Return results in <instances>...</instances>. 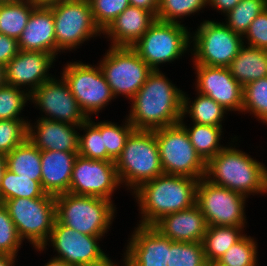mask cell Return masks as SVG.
I'll return each instance as SVG.
<instances>
[{"mask_svg":"<svg viewBox=\"0 0 267 266\" xmlns=\"http://www.w3.org/2000/svg\"><path fill=\"white\" fill-rule=\"evenodd\" d=\"M183 92L159 70H153L130 100L126 116L135 130L154 131L178 124L182 118Z\"/></svg>","mask_w":267,"mask_h":266,"instance_id":"obj_1","label":"cell"},{"mask_svg":"<svg viewBox=\"0 0 267 266\" xmlns=\"http://www.w3.org/2000/svg\"><path fill=\"white\" fill-rule=\"evenodd\" d=\"M198 179L163 173L144 182L131 194L137 201L139 225L153 226L163 216L196 204Z\"/></svg>","mask_w":267,"mask_h":266,"instance_id":"obj_2","label":"cell"},{"mask_svg":"<svg viewBox=\"0 0 267 266\" xmlns=\"http://www.w3.org/2000/svg\"><path fill=\"white\" fill-rule=\"evenodd\" d=\"M229 144L206 163L205 178L247 198L267 193V167Z\"/></svg>","mask_w":267,"mask_h":266,"instance_id":"obj_3","label":"cell"},{"mask_svg":"<svg viewBox=\"0 0 267 266\" xmlns=\"http://www.w3.org/2000/svg\"><path fill=\"white\" fill-rule=\"evenodd\" d=\"M115 167L121 185L133 192L141 184L163 174L154 131L134 130L128 137Z\"/></svg>","mask_w":267,"mask_h":266,"instance_id":"obj_4","label":"cell"},{"mask_svg":"<svg viewBox=\"0 0 267 266\" xmlns=\"http://www.w3.org/2000/svg\"><path fill=\"white\" fill-rule=\"evenodd\" d=\"M114 201L64 193L55 196L56 220L80 233L105 236L115 218Z\"/></svg>","mask_w":267,"mask_h":266,"instance_id":"obj_5","label":"cell"},{"mask_svg":"<svg viewBox=\"0 0 267 266\" xmlns=\"http://www.w3.org/2000/svg\"><path fill=\"white\" fill-rule=\"evenodd\" d=\"M190 45L191 32L184 24L156 19L132 48L152 70H159L160 64L172 63L190 52Z\"/></svg>","mask_w":267,"mask_h":266,"instance_id":"obj_6","label":"cell"},{"mask_svg":"<svg viewBox=\"0 0 267 266\" xmlns=\"http://www.w3.org/2000/svg\"><path fill=\"white\" fill-rule=\"evenodd\" d=\"M9 216L18 236L34 248H42L50 237L56 220L55 196L44 194L39 198H13L5 200Z\"/></svg>","mask_w":267,"mask_h":266,"instance_id":"obj_7","label":"cell"},{"mask_svg":"<svg viewBox=\"0 0 267 266\" xmlns=\"http://www.w3.org/2000/svg\"><path fill=\"white\" fill-rule=\"evenodd\" d=\"M48 7L54 17L56 56L103 34L95 23L88 0H65Z\"/></svg>","mask_w":267,"mask_h":266,"instance_id":"obj_8","label":"cell"},{"mask_svg":"<svg viewBox=\"0 0 267 266\" xmlns=\"http://www.w3.org/2000/svg\"><path fill=\"white\" fill-rule=\"evenodd\" d=\"M163 173L200 180L206 174V162L195 151L189 135L180 124L154 130Z\"/></svg>","mask_w":267,"mask_h":266,"instance_id":"obj_9","label":"cell"},{"mask_svg":"<svg viewBox=\"0 0 267 266\" xmlns=\"http://www.w3.org/2000/svg\"><path fill=\"white\" fill-rule=\"evenodd\" d=\"M191 40L193 64L218 67H228L244 43L223 21L213 19L201 22Z\"/></svg>","mask_w":267,"mask_h":266,"instance_id":"obj_10","label":"cell"},{"mask_svg":"<svg viewBox=\"0 0 267 266\" xmlns=\"http://www.w3.org/2000/svg\"><path fill=\"white\" fill-rule=\"evenodd\" d=\"M99 66L113 96L131 100L153 71L132 47L111 46Z\"/></svg>","mask_w":267,"mask_h":266,"instance_id":"obj_11","label":"cell"},{"mask_svg":"<svg viewBox=\"0 0 267 266\" xmlns=\"http://www.w3.org/2000/svg\"><path fill=\"white\" fill-rule=\"evenodd\" d=\"M76 98L81 110L90 118L98 115L115 97L100 66L85 64L82 61L68 62L61 75Z\"/></svg>","mask_w":267,"mask_h":266,"instance_id":"obj_12","label":"cell"},{"mask_svg":"<svg viewBox=\"0 0 267 266\" xmlns=\"http://www.w3.org/2000/svg\"><path fill=\"white\" fill-rule=\"evenodd\" d=\"M246 200L245 195L215 185L205 177L198 181L196 204L202 211L208 226L245 227L247 225Z\"/></svg>","mask_w":267,"mask_h":266,"instance_id":"obj_13","label":"cell"},{"mask_svg":"<svg viewBox=\"0 0 267 266\" xmlns=\"http://www.w3.org/2000/svg\"><path fill=\"white\" fill-rule=\"evenodd\" d=\"M103 236H90L80 233L55 220L53 229L47 243L42 248H34L38 251L47 249V245L56 250L55 258L65 261L68 265H91L98 263H114L102 251L99 242ZM49 242V243H48Z\"/></svg>","mask_w":267,"mask_h":266,"instance_id":"obj_14","label":"cell"},{"mask_svg":"<svg viewBox=\"0 0 267 266\" xmlns=\"http://www.w3.org/2000/svg\"><path fill=\"white\" fill-rule=\"evenodd\" d=\"M119 186L122 185L115 161L93 160L77 155L71 175L70 193L113 201L112 196L117 188L120 189Z\"/></svg>","mask_w":267,"mask_h":266,"instance_id":"obj_15","label":"cell"},{"mask_svg":"<svg viewBox=\"0 0 267 266\" xmlns=\"http://www.w3.org/2000/svg\"><path fill=\"white\" fill-rule=\"evenodd\" d=\"M30 100L45 114L38 118L79 126L88 119L62 76L42 83L30 94Z\"/></svg>","mask_w":267,"mask_h":266,"instance_id":"obj_16","label":"cell"},{"mask_svg":"<svg viewBox=\"0 0 267 266\" xmlns=\"http://www.w3.org/2000/svg\"><path fill=\"white\" fill-rule=\"evenodd\" d=\"M198 93L219 103L228 112L242 113L243 87L231 75L228 67L194 64Z\"/></svg>","mask_w":267,"mask_h":266,"instance_id":"obj_17","label":"cell"},{"mask_svg":"<svg viewBox=\"0 0 267 266\" xmlns=\"http://www.w3.org/2000/svg\"><path fill=\"white\" fill-rule=\"evenodd\" d=\"M55 58L54 55L42 51L19 50L4 66L5 84L27 89L31 94L42 83L52 78L53 75L48 72L56 61Z\"/></svg>","mask_w":267,"mask_h":266,"instance_id":"obj_18","label":"cell"},{"mask_svg":"<svg viewBox=\"0 0 267 266\" xmlns=\"http://www.w3.org/2000/svg\"><path fill=\"white\" fill-rule=\"evenodd\" d=\"M128 238L123 258L125 266H167L171 240L153 226L137 224Z\"/></svg>","mask_w":267,"mask_h":266,"instance_id":"obj_19","label":"cell"},{"mask_svg":"<svg viewBox=\"0 0 267 266\" xmlns=\"http://www.w3.org/2000/svg\"><path fill=\"white\" fill-rule=\"evenodd\" d=\"M79 128V125L39 118L35 123L29 121L27 138L41 151L78 152L76 129Z\"/></svg>","mask_w":267,"mask_h":266,"instance_id":"obj_20","label":"cell"},{"mask_svg":"<svg viewBox=\"0 0 267 266\" xmlns=\"http://www.w3.org/2000/svg\"><path fill=\"white\" fill-rule=\"evenodd\" d=\"M153 227L172 241L202 242L208 225L199 206L194 204L163 216Z\"/></svg>","mask_w":267,"mask_h":266,"instance_id":"obj_21","label":"cell"},{"mask_svg":"<svg viewBox=\"0 0 267 266\" xmlns=\"http://www.w3.org/2000/svg\"><path fill=\"white\" fill-rule=\"evenodd\" d=\"M156 17L142 8L129 5L103 32L111 46L132 47L149 29Z\"/></svg>","mask_w":267,"mask_h":266,"instance_id":"obj_22","label":"cell"},{"mask_svg":"<svg viewBox=\"0 0 267 266\" xmlns=\"http://www.w3.org/2000/svg\"><path fill=\"white\" fill-rule=\"evenodd\" d=\"M78 152L41 151V186L46 194L69 192L73 166Z\"/></svg>","mask_w":267,"mask_h":266,"instance_id":"obj_23","label":"cell"},{"mask_svg":"<svg viewBox=\"0 0 267 266\" xmlns=\"http://www.w3.org/2000/svg\"><path fill=\"white\" fill-rule=\"evenodd\" d=\"M19 50L42 51L56 57V39L52 10L36 6L18 39Z\"/></svg>","mask_w":267,"mask_h":266,"instance_id":"obj_24","label":"cell"},{"mask_svg":"<svg viewBox=\"0 0 267 266\" xmlns=\"http://www.w3.org/2000/svg\"><path fill=\"white\" fill-rule=\"evenodd\" d=\"M228 68L242 87L267 77V50L243 44Z\"/></svg>","mask_w":267,"mask_h":266,"instance_id":"obj_25","label":"cell"},{"mask_svg":"<svg viewBox=\"0 0 267 266\" xmlns=\"http://www.w3.org/2000/svg\"><path fill=\"white\" fill-rule=\"evenodd\" d=\"M194 101L183 92L182 117L186 115L193 123L222 127V121L228 111L212 98L198 92Z\"/></svg>","mask_w":267,"mask_h":266,"instance_id":"obj_26","label":"cell"},{"mask_svg":"<svg viewBox=\"0 0 267 266\" xmlns=\"http://www.w3.org/2000/svg\"><path fill=\"white\" fill-rule=\"evenodd\" d=\"M7 169L41 184V150L27 138L7 154Z\"/></svg>","mask_w":267,"mask_h":266,"instance_id":"obj_27","label":"cell"},{"mask_svg":"<svg viewBox=\"0 0 267 266\" xmlns=\"http://www.w3.org/2000/svg\"><path fill=\"white\" fill-rule=\"evenodd\" d=\"M245 227L208 226L202 245L207 263H215L232 245L245 234Z\"/></svg>","mask_w":267,"mask_h":266,"instance_id":"obj_28","label":"cell"},{"mask_svg":"<svg viewBox=\"0 0 267 266\" xmlns=\"http://www.w3.org/2000/svg\"><path fill=\"white\" fill-rule=\"evenodd\" d=\"M187 131L191 144L200 157L207 163L216 156L225 146L220 144L223 127L192 123L186 126L184 117L179 122Z\"/></svg>","mask_w":267,"mask_h":266,"instance_id":"obj_29","label":"cell"},{"mask_svg":"<svg viewBox=\"0 0 267 266\" xmlns=\"http://www.w3.org/2000/svg\"><path fill=\"white\" fill-rule=\"evenodd\" d=\"M35 7L30 0L0 3V33L18 40Z\"/></svg>","mask_w":267,"mask_h":266,"instance_id":"obj_30","label":"cell"},{"mask_svg":"<svg viewBox=\"0 0 267 266\" xmlns=\"http://www.w3.org/2000/svg\"><path fill=\"white\" fill-rule=\"evenodd\" d=\"M44 194L38 181L17 175L9 169L5 170L1 184V203L13 198H39Z\"/></svg>","mask_w":267,"mask_h":266,"instance_id":"obj_31","label":"cell"},{"mask_svg":"<svg viewBox=\"0 0 267 266\" xmlns=\"http://www.w3.org/2000/svg\"><path fill=\"white\" fill-rule=\"evenodd\" d=\"M266 8L267 0H241L225 14L224 24L243 37L251 22Z\"/></svg>","mask_w":267,"mask_h":266,"instance_id":"obj_32","label":"cell"},{"mask_svg":"<svg viewBox=\"0 0 267 266\" xmlns=\"http://www.w3.org/2000/svg\"><path fill=\"white\" fill-rule=\"evenodd\" d=\"M88 118L80 125L78 130H84L83 135L79 133L78 154L93 160L107 161V152L101 135V121L94 122Z\"/></svg>","mask_w":267,"mask_h":266,"instance_id":"obj_33","label":"cell"},{"mask_svg":"<svg viewBox=\"0 0 267 266\" xmlns=\"http://www.w3.org/2000/svg\"><path fill=\"white\" fill-rule=\"evenodd\" d=\"M243 113H250L267 125V77L252 81L243 87Z\"/></svg>","mask_w":267,"mask_h":266,"instance_id":"obj_34","label":"cell"},{"mask_svg":"<svg viewBox=\"0 0 267 266\" xmlns=\"http://www.w3.org/2000/svg\"><path fill=\"white\" fill-rule=\"evenodd\" d=\"M257 240L246 234L216 262L217 266H258Z\"/></svg>","mask_w":267,"mask_h":266,"instance_id":"obj_35","label":"cell"},{"mask_svg":"<svg viewBox=\"0 0 267 266\" xmlns=\"http://www.w3.org/2000/svg\"><path fill=\"white\" fill-rule=\"evenodd\" d=\"M134 130V126L127 117L121 125L107 120L101 121V135L103 136L104 147L107 152V161H116L128 137Z\"/></svg>","mask_w":267,"mask_h":266,"instance_id":"obj_36","label":"cell"},{"mask_svg":"<svg viewBox=\"0 0 267 266\" xmlns=\"http://www.w3.org/2000/svg\"><path fill=\"white\" fill-rule=\"evenodd\" d=\"M202 242L172 241L167 266H206Z\"/></svg>","mask_w":267,"mask_h":266,"instance_id":"obj_37","label":"cell"},{"mask_svg":"<svg viewBox=\"0 0 267 266\" xmlns=\"http://www.w3.org/2000/svg\"><path fill=\"white\" fill-rule=\"evenodd\" d=\"M208 6V0H159L156 19L181 23L182 18L194 15ZM203 8V9H202ZM180 18V19H179Z\"/></svg>","mask_w":267,"mask_h":266,"instance_id":"obj_38","label":"cell"},{"mask_svg":"<svg viewBox=\"0 0 267 266\" xmlns=\"http://www.w3.org/2000/svg\"><path fill=\"white\" fill-rule=\"evenodd\" d=\"M27 101L30 102L27 90L4 84L0 88V120L25 119L20 114Z\"/></svg>","mask_w":267,"mask_h":266,"instance_id":"obj_39","label":"cell"},{"mask_svg":"<svg viewBox=\"0 0 267 266\" xmlns=\"http://www.w3.org/2000/svg\"><path fill=\"white\" fill-rule=\"evenodd\" d=\"M28 119L0 120V152L6 155L27 139Z\"/></svg>","mask_w":267,"mask_h":266,"instance_id":"obj_40","label":"cell"},{"mask_svg":"<svg viewBox=\"0 0 267 266\" xmlns=\"http://www.w3.org/2000/svg\"><path fill=\"white\" fill-rule=\"evenodd\" d=\"M96 25L104 32L130 5L129 0H88Z\"/></svg>","mask_w":267,"mask_h":266,"instance_id":"obj_41","label":"cell"},{"mask_svg":"<svg viewBox=\"0 0 267 266\" xmlns=\"http://www.w3.org/2000/svg\"><path fill=\"white\" fill-rule=\"evenodd\" d=\"M22 243L6 206L0 202V254L17 257Z\"/></svg>","mask_w":267,"mask_h":266,"instance_id":"obj_42","label":"cell"},{"mask_svg":"<svg viewBox=\"0 0 267 266\" xmlns=\"http://www.w3.org/2000/svg\"><path fill=\"white\" fill-rule=\"evenodd\" d=\"M243 42L248 46L267 50V8L251 22L243 36Z\"/></svg>","mask_w":267,"mask_h":266,"instance_id":"obj_43","label":"cell"},{"mask_svg":"<svg viewBox=\"0 0 267 266\" xmlns=\"http://www.w3.org/2000/svg\"><path fill=\"white\" fill-rule=\"evenodd\" d=\"M18 52V40L0 33V64L5 66Z\"/></svg>","mask_w":267,"mask_h":266,"instance_id":"obj_44","label":"cell"},{"mask_svg":"<svg viewBox=\"0 0 267 266\" xmlns=\"http://www.w3.org/2000/svg\"><path fill=\"white\" fill-rule=\"evenodd\" d=\"M241 0H208V6L218 10V12L224 13L232 10Z\"/></svg>","mask_w":267,"mask_h":266,"instance_id":"obj_45","label":"cell"},{"mask_svg":"<svg viewBox=\"0 0 267 266\" xmlns=\"http://www.w3.org/2000/svg\"><path fill=\"white\" fill-rule=\"evenodd\" d=\"M131 6L150 11L155 17L157 15L159 0H129Z\"/></svg>","mask_w":267,"mask_h":266,"instance_id":"obj_46","label":"cell"},{"mask_svg":"<svg viewBox=\"0 0 267 266\" xmlns=\"http://www.w3.org/2000/svg\"><path fill=\"white\" fill-rule=\"evenodd\" d=\"M6 169H7V155L5 153L0 152V202H1L2 178Z\"/></svg>","mask_w":267,"mask_h":266,"instance_id":"obj_47","label":"cell"},{"mask_svg":"<svg viewBox=\"0 0 267 266\" xmlns=\"http://www.w3.org/2000/svg\"><path fill=\"white\" fill-rule=\"evenodd\" d=\"M17 257L8 254H0V266H15Z\"/></svg>","mask_w":267,"mask_h":266,"instance_id":"obj_48","label":"cell"},{"mask_svg":"<svg viewBox=\"0 0 267 266\" xmlns=\"http://www.w3.org/2000/svg\"><path fill=\"white\" fill-rule=\"evenodd\" d=\"M30 1L33 2L35 6L48 7L53 4L60 3L61 1H65V0H30Z\"/></svg>","mask_w":267,"mask_h":266,"instance_id":"obj_49","label":"cell"},{"mask_svg":"<svg viewBox=\"0 0 267 266\" xmlns=\"http://www.w3.org/2000/svg\"><path fill=\"white\" fill-rule=\"evenodd\" d=\"M44 266H71L68 265L65 261L57 259L54 256L46 263Z\"/></svg>","mask_w":267,"mask_h":266,"instance_id":"obj_50","label":"cell"},{"mask_svg":"<svg viewBox=\"0 0 267 266\" xmlns=\"http://www.w3.org/2000/svg\"><path fill=\"white\" fill-rule=\"evenodd\" d=\"M5 84L4 66L0 64V88Z\"/></svg>","mask_w":267,"mask_h":266,"instance_id":"obj_51","label":"cell"},{"mask_svg":"<svg viewBox=\"0 0 267 266\" xmlns=\"http://www.w3.org/2000/svg\"><path fill=\"white\" fill-rule=\"evenodd\" d=\"M116 263H98V264H91V265H79V266H115Z\"/></svg>","mask_w":267,"mask_h":266,"instance_id":"obj_52","label":"cell"},{"mask_svg":"<svg viewBox=\"0 0 267 266\" xmlns=\"http://www.w3.org/2000/svg\"><path fill=\"white\" fill-rule=\"evenodd\" d=\"M20 0H0V3H12V2H18Z\"/></svg>","mask_w":267,"mask_h":266,"instance_id":"obj_53","label":"cell"},{"mask_svg":"<svg viewBox=\"0 0 267 266\" xmlns=\"http://www.w3.org/2000/svg\"><path fill=\"white\" fill-rule=\"evenodd\" d=\"M206 266H217L215 263H208Z\"/></svg>","mask_w":267,"mask_h":266,"instance_id":"obj_54","label":"cell"}]
</instances>
